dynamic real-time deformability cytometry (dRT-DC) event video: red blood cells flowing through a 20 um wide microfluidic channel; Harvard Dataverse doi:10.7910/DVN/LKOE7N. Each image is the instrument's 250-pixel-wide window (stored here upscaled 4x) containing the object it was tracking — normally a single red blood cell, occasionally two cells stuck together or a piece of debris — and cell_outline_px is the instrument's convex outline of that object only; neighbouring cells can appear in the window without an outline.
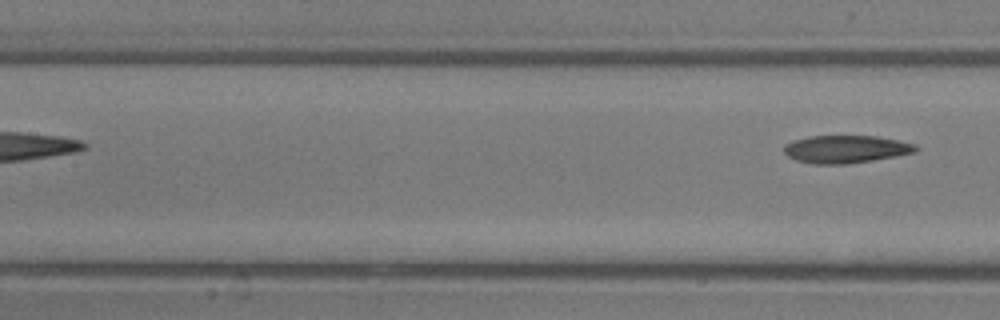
{"species": "common noctule bat (a hibernating species)", "species_latin": "Nyctalus noctula", "temperature_condition": "room temperature", "stored_images_in_passage": 7, "segment_of_instrument_passage": [2, 2], "camera_frame_rate_fps": 3000, "um_per_image_px": 0.085, "animal": {"sex": "male", "body_mass_g": 13.3}, "frame": {"image": 1, "passage_image": 7, "time_ms": 8.0, "image_size_px": [1000, 320], "cell_outline_px": [[920, 148], [916, 152], [896, 156], [848, 164], [812, 164], [796, 160], [788, 156], [784, 152], [784, 144], [792, 140], [808, 136], [876, 136], [916, 144]], "centroid_in_image_um": [71.88, 12.68], "position_along_channel_um": 135.5, "area_um2": 21.39}}